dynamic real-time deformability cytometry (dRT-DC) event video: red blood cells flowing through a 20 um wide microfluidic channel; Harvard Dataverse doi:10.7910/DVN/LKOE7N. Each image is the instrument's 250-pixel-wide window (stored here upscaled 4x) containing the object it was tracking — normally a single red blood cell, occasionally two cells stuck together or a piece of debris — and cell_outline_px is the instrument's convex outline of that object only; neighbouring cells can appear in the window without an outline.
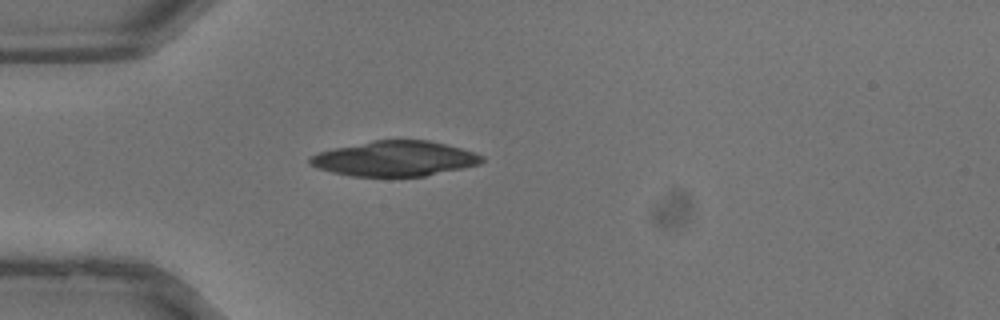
{"species": "common noctule bat (a hibernating species)", "species_latin": "Nyctalus noctula", "temperature_condition": "warm", "stored_images_in_passage": 27, "camera_frame_rate_fps": 3000, "um_per_image_px": 0.085, "animal": {"sex": "male", "body_mass_g": 13.3}, "frame": {"image": 1, "passage_image": 1, "time_ms": 0.0, "image_size_px": [1000, 320], "cell_outline_px": [[484, 160], [480, 164], [464, 168], [424, 176], [352, 176], [332, 172], [308, 164], [308, 156], [332, 148], [372, 140], [428, 140], [460, 148], [484, 156]], "centroid_in_image_um": [33.53, 13.48], "position_along_channel_um": 51.5, "area_um2": 35.14}}
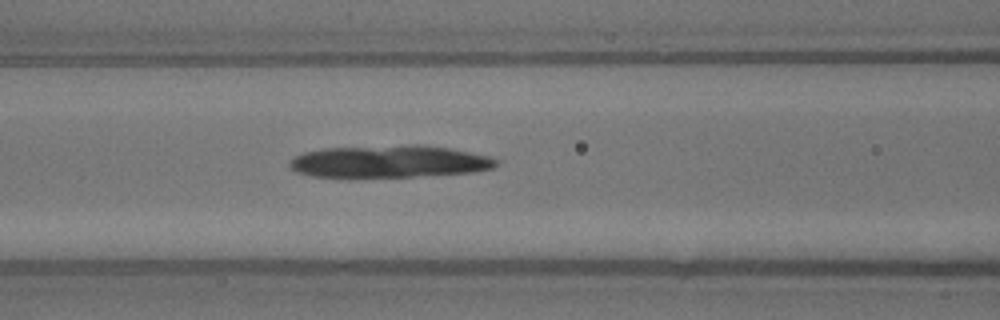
{"frame": {"image": 2, "passage_image": 6, "time_ms": 1.667, "image_size_px": [1000, 320], "cell_outline_px": [[500, 164], [492, 168], [472, 172], [412, 176], [348, 180], [312, 176], [296, 172], [288, 164], [288, 160], [304, 152], [324, 148], [412, 144], [424, 144], [452, 148], [488, 156], [500, 160]], "centroid_in_image_um": [33.03, 13.75], "position_along_channel_um": 133.6, "area_um2": 40.23}}
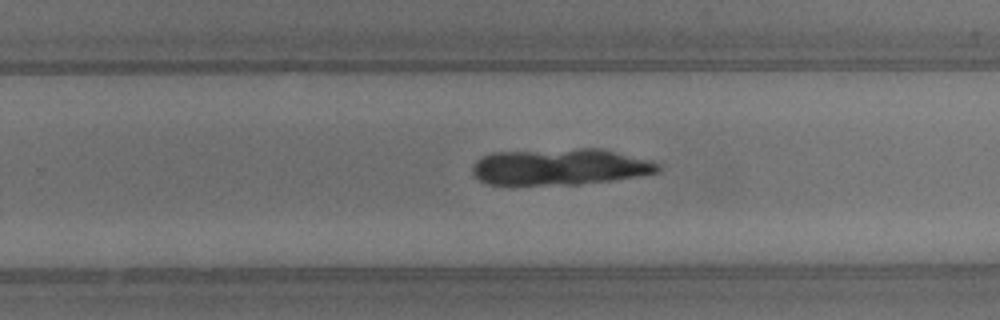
{"frame": {"image": 3, "passage_image": 14, "time_ms": 4.333, "image_size_px": [1000, 320], "cell_outline_px": [[660, 172], [612, 180], [580, 184], [488, 184], [480, 180], [472, 172], [472, 164], [480, 156], [496, 152], [580, 148], [600, 148], [648, 160], [660, 164]], "centroid_in_image_um": [47.58, 14.17], "position_along_channel_um": 282.2, "area_um2": 39.19}}